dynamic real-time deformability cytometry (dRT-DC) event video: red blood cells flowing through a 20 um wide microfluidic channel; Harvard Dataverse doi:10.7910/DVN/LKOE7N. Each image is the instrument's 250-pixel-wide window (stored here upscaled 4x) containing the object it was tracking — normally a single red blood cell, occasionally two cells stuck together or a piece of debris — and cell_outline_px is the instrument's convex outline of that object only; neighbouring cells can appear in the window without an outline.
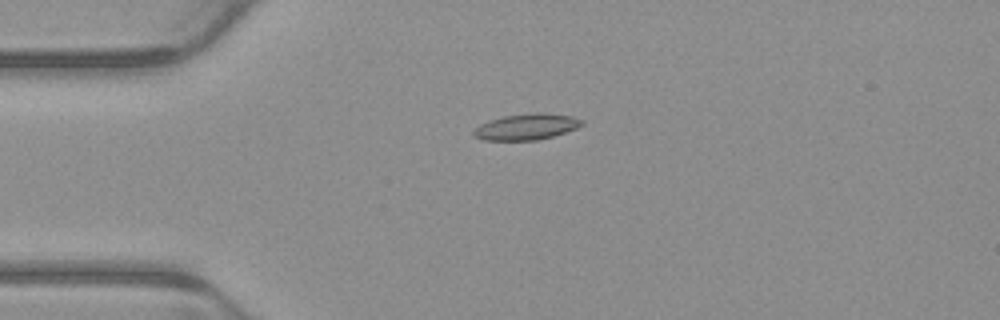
{"species": "common noctule bat (a hibernating species)", "species_latin": "Nyctalus noctula", "temperature_condition": "warm", "stored_images_in_passage": 4, "camera_frame_rate_fps": 3000, "um_per_image_px": 0.085, "animal": {"sex": "male", "body_mass_g": 23.1, "forearm_length_mm": 52.7}, "frame": {"image": 1, "passage_image": 3, "time_ms": 0.667, "image_size_px": [1000, 320], "cell_outline_px": [[584, 124], [576, 128], [552, 136], [536, 140], [484, 140], [472, 136], [472, 132], [480, 124], [488, 120], [504, 116], [536, 112], [544, 112], [572, 116], [584, 120]], "centroid_in_image_um": [44.74, 10.76], "position_along_channel_um": 40.3, "area_um2": 16.47}}